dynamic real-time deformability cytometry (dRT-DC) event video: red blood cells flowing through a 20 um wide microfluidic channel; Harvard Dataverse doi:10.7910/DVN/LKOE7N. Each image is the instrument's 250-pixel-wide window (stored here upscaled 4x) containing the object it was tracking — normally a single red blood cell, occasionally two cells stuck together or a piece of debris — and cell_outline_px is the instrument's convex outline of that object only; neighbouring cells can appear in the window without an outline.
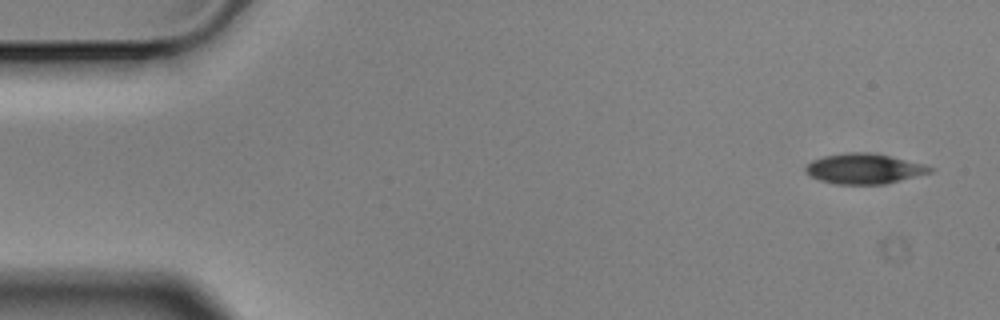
{"species": "Egyptian fruit bat (a non-hibernating species)", "species_latin": "Rousettus aegyptiacus", "temperature_condition": "cold", "stored_images_in_passage": 7, "camera_frame_rate_fps": 3000, "um_per_image_px": 0.085, "animal": {"sex": "male"}, "frame": {"image": 1, "passage_image": 1, "time_ms": 0.0, "image_size_px": [1000, 320], "cell_outline_px": [[936, 168], [932, 172], [884, 184], [836, 184], [820, 180], [808, 176], [804, 172], [804, 168], [812, 160], [824, 156], [848, 152], [872, 152], [924, 164]], "centroid_in_image_um": [73.43, 14.34], "position_along_channel_um": 11.6, "area_um2": 21.96}}
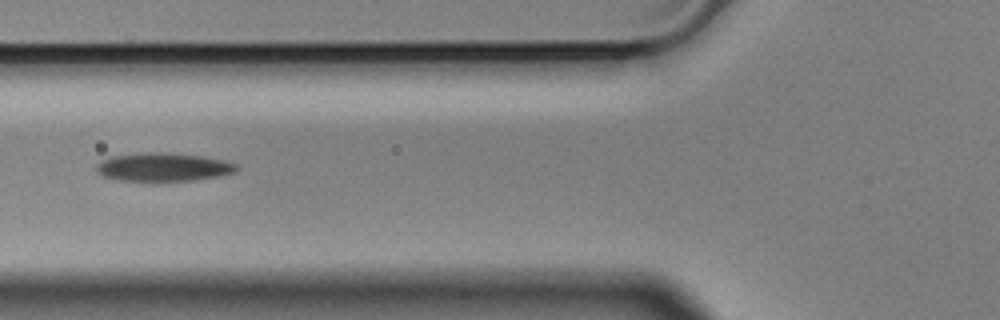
{"frame": {"image": 2, "passage_image": 6, "time_ms": 1.667, "image_size_px": [1000, 320], "cell_outline_px": [[236, 172], [196, 180], [120, 180], [104, 176], [96, 172], [96, 164], [100, 160], [112, 156], [144, 152], [168, 152], [204, 156], [224, 160], [236, 164]], "centroid_in_image_um": [13.85, 14.18], "position_along_channel_um": 111.9, "area_um2": 23.06}}
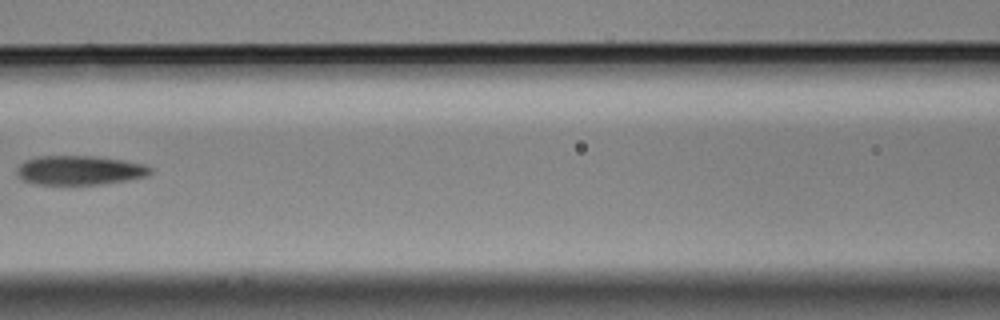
{"frame": {"image": 3, "passage_image": 7, "time_ms": 2.0, "image_size_px": [1000, 320], "cell_outline_px": [[152, 172], [144, 176], [104, 184], [32, 184], [24, 180], [16, 172], [20, 164], [24, 160], [40, 156], [92, 156], [124, 160], [144, 164], [152, 168]], "centroid_in_image_um": [6.75, 14.46], "position_along_channel_um": 159.8, "area_um2": 22.54}}